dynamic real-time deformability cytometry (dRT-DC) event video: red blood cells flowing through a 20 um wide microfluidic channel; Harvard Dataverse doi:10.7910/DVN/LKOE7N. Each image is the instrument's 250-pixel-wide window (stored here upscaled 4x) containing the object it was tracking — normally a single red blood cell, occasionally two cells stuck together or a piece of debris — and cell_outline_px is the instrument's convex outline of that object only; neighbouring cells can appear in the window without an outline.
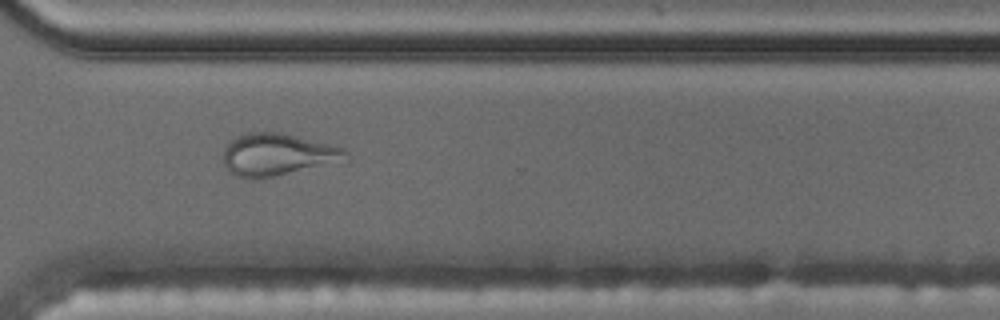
{"species": "common noctule bat (a hibernating species)", "species_latin": "Nyctalus noctula", "temperature_condition": "cold", "stored_images_in_passage": 47, "camera_frame_rate_fps": 3000, "um_per_image_px": 0.085, "animal": {"sex": "male", "body_mass_g": 17.5, "forearm_length_mm": 52.3}, "frame": {"image": 1, "passage_image": 32, "time_ms": 10.333, "image_size_px": [1000, 320], "cell_outline_px": [[348, 164], [252, 180], [236, 176], [224, 164], [224, 148], [236, 136], [248, 132], [280, 132], [332, 144], [348, 152]], "centroid_in_image_um": [23.73, 13.18], "position_along_channel_um": 346.9, "area_um2": 31.21}}
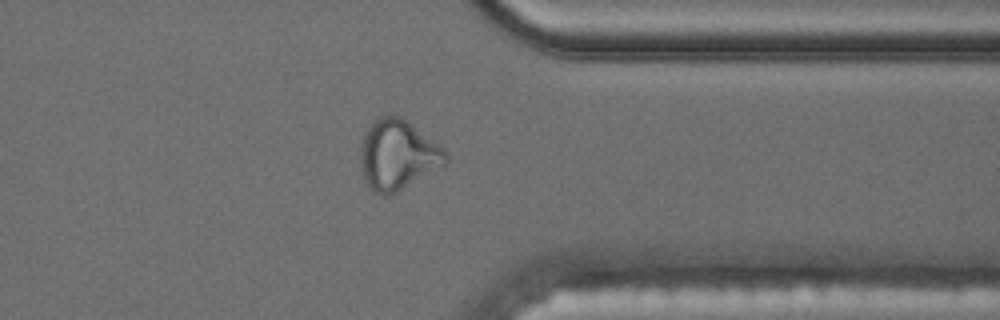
{"frame": {"image": 2, "passage_image": 35, "time_ms": 11.333, "image_size_px": [1000, 320], "cell_outline_px": [[448, 160], [444, 164], [396, 192], [388, 196], [384, 196], [376, 192], [368, 184], [364, 176], [360, 164], [360, 148], [364, 132], [372, 120], [380, 116], [400, 116], [448, 152]], "centroid_in_image_um": [33.76, 13.14], "position_along_channel_um": 377.6, "area_um2": 34.1}, "authors_computed_cell_mechanics": {"area_um2": 23.0044, "velocity_mm_per_s": 3.511, "shape_relaxation_time_tau1_ms": null, "shape_relaxation_time_tau2_ms": 1.6635, "deformation_change_tau1": null, "deformation_change_tau2": 0.0981}}